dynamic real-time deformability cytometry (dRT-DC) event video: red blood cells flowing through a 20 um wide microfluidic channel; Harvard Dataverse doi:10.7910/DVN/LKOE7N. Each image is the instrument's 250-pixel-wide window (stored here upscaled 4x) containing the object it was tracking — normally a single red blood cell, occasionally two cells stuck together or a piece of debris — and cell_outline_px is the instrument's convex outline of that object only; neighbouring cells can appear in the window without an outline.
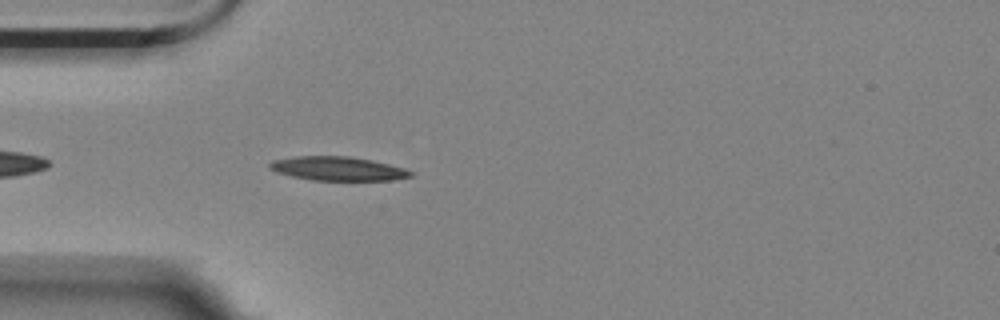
{"species": "Egyptian fruit bat (a non-hibernating species)", "species_latin": "Rousettus aegyptiacus", "temperature_condition": "room temperature", "stored_images_in_passage": 18, "camera_frame_rate_fps": 3000, "um_per_image_px": 0.085, "animal": {"sex": "female"}, "frame": {"image": 1, "passage_image": 4, "time_ms": 1.0, "image_size_px": [1000, 320], "cell_outline_px": [[416, 172], [412, 176], [392, 180], [312, 180], [292, 176], [276, 172], [268, 168], [268, 164], [272, 160], [296, 156], [348, 156], [372, 160], [404, 168]], "centroid_in_image_um": [28.71, 14.33], "position_along_channel_um": 56.3, "area_um2": 19.71}}
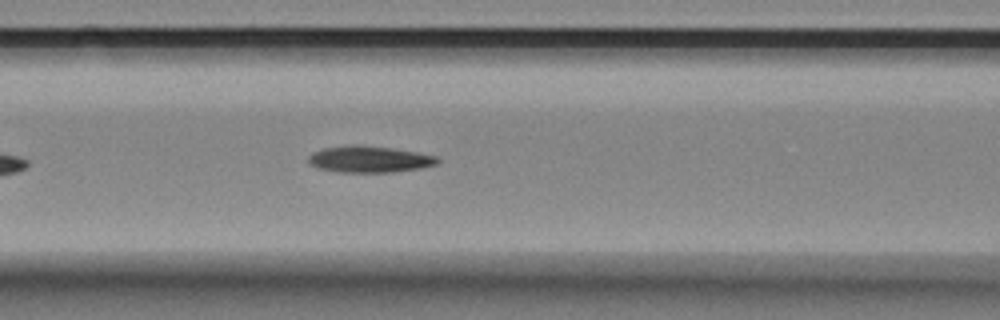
{"frame": {"image": 2, "passage_image": 11, "time_ms": 3.333, "image_size_px": [1000, 320], "cell_outline_px": [[440, 160], [436, 164], [420, 168], [392, 172], [340, 172], [316, 168], [308, 164], [308, 156], [312, 152], [324, 148], [348, 144], [356, 144], [392, 148], [416, 152], [436, 156]], "centroid_in_image_um": [31.33, 13.53], "position_along_channel_um": 135.3, "area_um2": 20.06}}
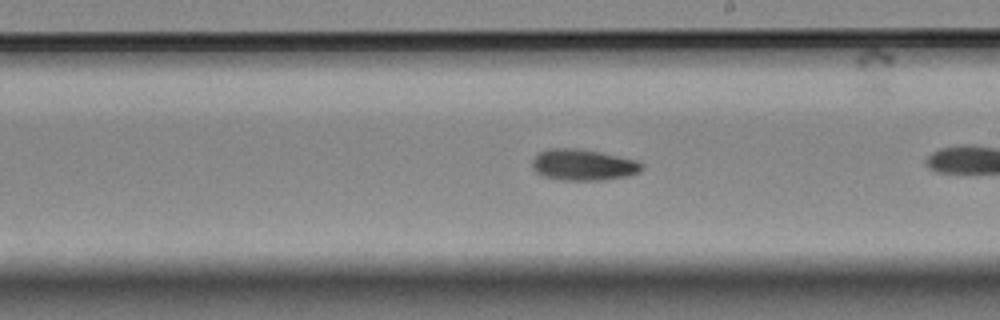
{"frame": {"image": 3, "passage_image": 17, "time_ms": 5.333, "image_size_px": [1000, 320], "cell_outline_px": [[644, 168], [640, 172], [628, 176], [604, 180], [560, 180], [544, 176], [536, 172], [532, 168], [532, 160], [540, 152], [548, 148], [576, 148], [636, 160], [644, 164]], "centroid_in_image_um": [49.57, 14.02], "position_along_channel_um": 239.4, "area_um2": 19.88}}